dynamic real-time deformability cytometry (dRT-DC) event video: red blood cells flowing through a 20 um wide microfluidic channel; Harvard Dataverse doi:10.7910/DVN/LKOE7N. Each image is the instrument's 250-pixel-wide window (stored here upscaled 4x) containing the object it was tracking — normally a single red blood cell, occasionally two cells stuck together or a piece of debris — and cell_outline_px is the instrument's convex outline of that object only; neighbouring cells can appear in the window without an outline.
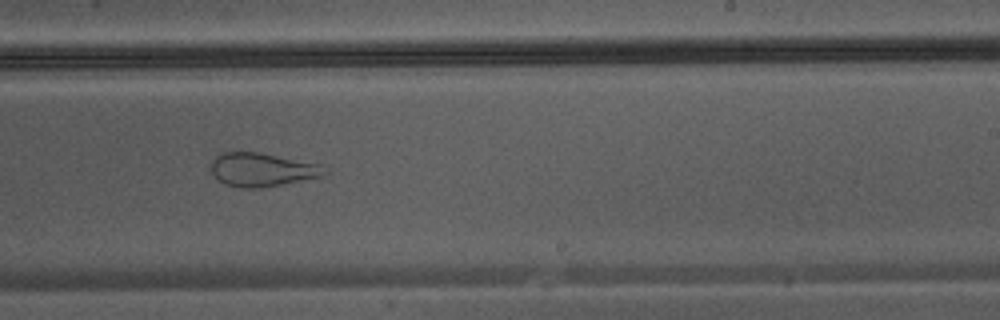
{"species": "Egyptian fruit bat (a non-hibernating species)", "species_latin": "Rousettus aegyptiacus", "temperature_condition": "warm", "stored_images_in_passage": 31, "camera_frame_rate_fps": 3000, "um_per_image_px": 0.085, "animal": {"sex": "male"}, "frame": {"image": 1, "passage_image": 14, "time_ms": 4.333, "image_size_px": [1000, 320], "cell_outline_px": [[328, 172], [324, 176], [284, 184], [260, 188], [240, 188], [224, 184], [212, 172], [212, 160], [216, 156], [224, 152], [260, 152], [320, 164]], "centroid_in_image_um": [22.31, 14.43], "position_along_channel_um": 266.7, "area_um2": 22.2}}
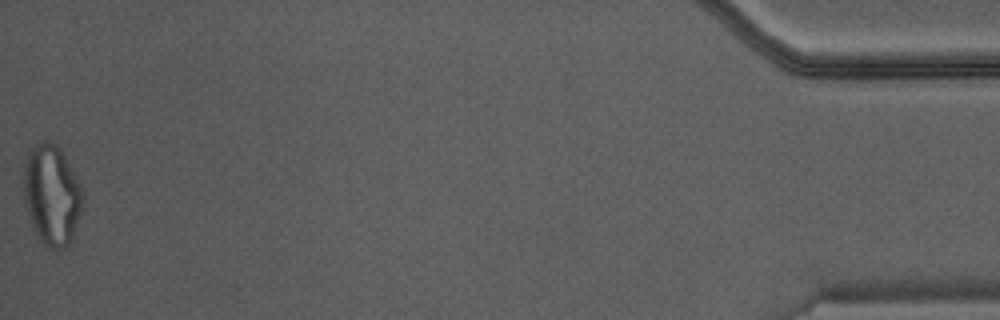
{"frame": {"image": 2, "passage_image": 31, "time_ms": 10.0, "image_size_px": [1000, 320], "cell_outline_px": [[84, 196], [80, 212], [72, 240], [68, 248], [56, 252], [44, 248], [36, 236], [32, 228], [24, 200], [24, 160], [28, 152], [40, 140], [48, 140], [56, 144], [60, 148], [80, 184], [84, 192]], "centroid_in_image_um": [4.39, 16.64], "position_along_channel_um": 430.8, "area_um2": 35.32}}